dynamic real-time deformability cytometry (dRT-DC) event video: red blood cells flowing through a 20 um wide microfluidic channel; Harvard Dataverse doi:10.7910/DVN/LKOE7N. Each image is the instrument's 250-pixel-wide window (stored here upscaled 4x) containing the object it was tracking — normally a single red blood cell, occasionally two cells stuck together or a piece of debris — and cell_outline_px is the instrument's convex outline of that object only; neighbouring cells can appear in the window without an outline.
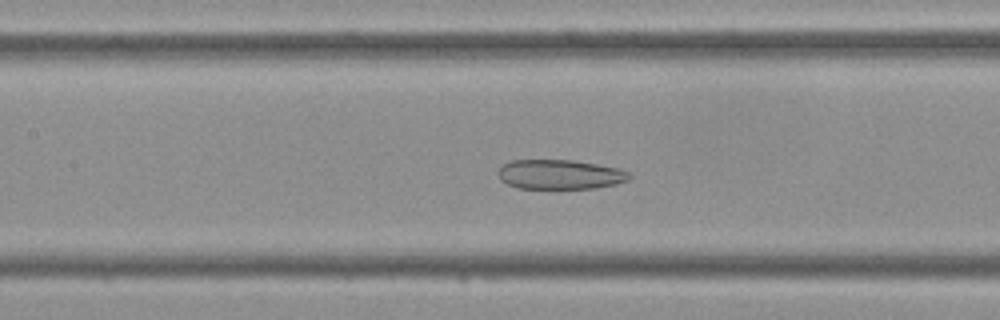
{"species": "Egyptian fruit bat (a non-hibernating species)", "species_latin": "Rousettus aegyptiacus", "temperature_condition": "cold", "stored_images_in_passage": 35, "camera_frame_rate_fps": 3000, "um_per_image_px": 0.085, "frame": {"image": 1, "passage_image": 10, "time_ms": 3.0, "image_size_px": [1000, 320], "cell_outline_px": [[632, 176], [628, 180], [616, 184], [596, 188], [520, 188], [508, 184], [500, 180], [496, 172], [504, 164], [512, 160], [572, 160], [620, 168], [632, 172]], "centroid_in_image_um": [47.63, 14.82], "position_along_channel_um": 159.8, "area_um2": 22.72}}
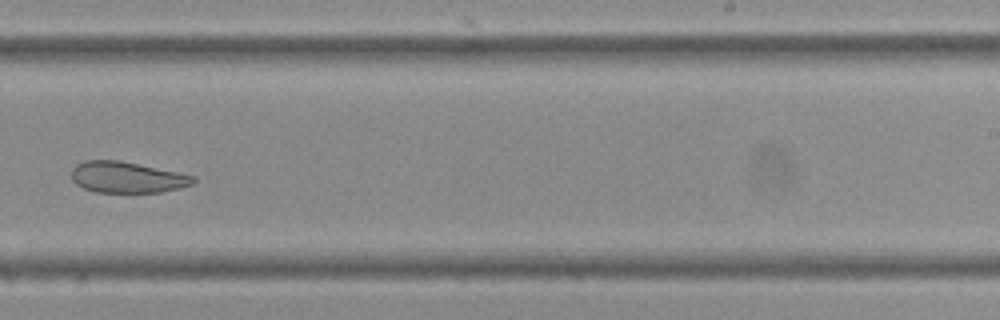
{"frame": {"image": 2, "passage_image": 18, "time_ms": 5.667, "image_size_px": [1000, 320], "cell_outline_px": [[196, 180], [192, 184], [180, 188], [160, 192], [96, 192], [84, 188], [76, 184], [72, 180], [72, 168], [76, 164], [84, 160], [120, 160], [196, 176]], "centroid_in_image_um": [10.79, 15.06], "position_along_channel_um": 278.2, "area_um2": 22.08}}
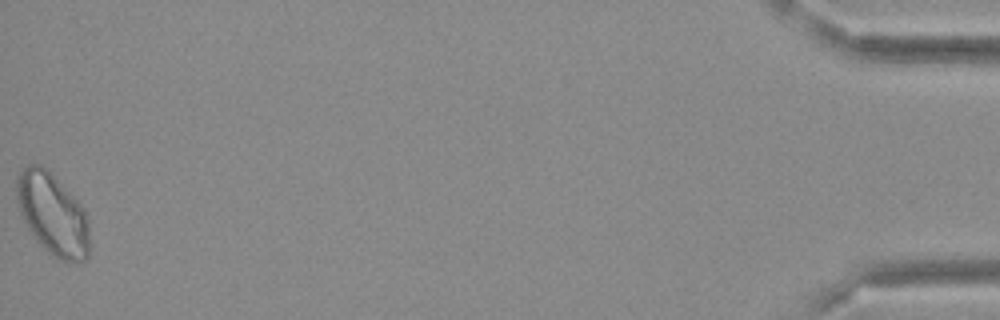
{"frame": {"image": 3, "passage_image": 35, "time_ms": 11.333, "image_size_px": [1000, 320], "cell_outline_px": [[88, 256], [80, 264], [76, 264], [60, 260], [52, 256], [36, 240], [28, 228], [20, 212], [16, 200], [16, 176], [20, 168], [28, 164], [40, 164], [48, 168], [84, 208], [88, 220]], "centroid_in_image_um": [4.45, 18.18], "position_along_channel_um": 430.7, "area_um2": 35.26}}